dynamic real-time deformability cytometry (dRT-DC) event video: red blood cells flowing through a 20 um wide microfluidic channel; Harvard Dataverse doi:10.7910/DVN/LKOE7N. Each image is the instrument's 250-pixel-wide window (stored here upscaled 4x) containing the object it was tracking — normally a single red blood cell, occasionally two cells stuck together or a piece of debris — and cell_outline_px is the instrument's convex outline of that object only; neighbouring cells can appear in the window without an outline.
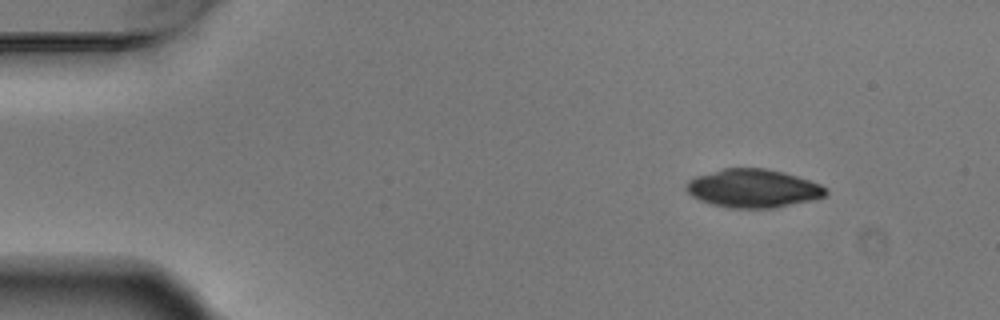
{"species": "Egyptian fruit bat (a non-hibernating species)", "species_latin": "Rousettus aegyptiacus", "temperature_condition": "warm", "stored_images_in_passage": 6, "camera_frame_rate_fps": 3000, "um_per_image_px": 0.085, "animal": {"sex": "male"}, "frame": {"image": 1, "passage_image": 1, "time_ms": 0.0, "image_size_px": [1000, 320], "cell_outline_px": [[828, 192], [824, 196], [812, 200], [776, 208], [728, 208], [712, 204], [700, 200], [692, 196], [688, 192], [688, 180], [696, 176], [724, 168], [764, 168], [784, 172], [820, 184], [828, 188]], "centroid_in_image_um": [64.05, 16.02], "position_along_channel_um": 21.0, "area_um2": 31.1}}